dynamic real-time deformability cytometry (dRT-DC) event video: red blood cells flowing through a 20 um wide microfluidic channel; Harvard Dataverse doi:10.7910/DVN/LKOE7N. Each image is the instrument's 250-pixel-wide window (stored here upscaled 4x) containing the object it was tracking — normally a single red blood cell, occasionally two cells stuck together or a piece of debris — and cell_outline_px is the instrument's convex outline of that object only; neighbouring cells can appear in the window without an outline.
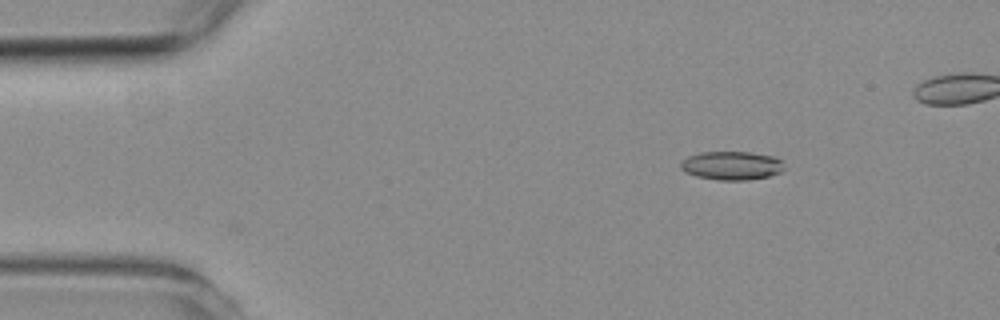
{"species": "common noctule bat (a hibernating species)", "species_latin": "Nyctalus noctula", "temperature_condition": "room temperature", "stored_images_in_passage": 5, "camera_frame_rate_fps": 3000, "um_per_image_px": 0.085, "animal": {"sex": "female", "body_mass_g": 19.3, "forearm_length_mm": 54.1}, "frame": {"image": 1, "passage_image": 1, "time_ms": 0.0, "image_size_px": [1000, 320], "cell_outline_px": [[784, 168], [780, 172], [768, 176], [748, 180], [716, 180], [696, 176], [684, 172], [680, 168], [680, 164], [688, 156], [700, 152], [748, 152], [776, 156], [780, 160]], "centroid_in_image_um": [62.17, 14.07], "position_along_channel_um": 22.8, "area_um2": 17.28}}
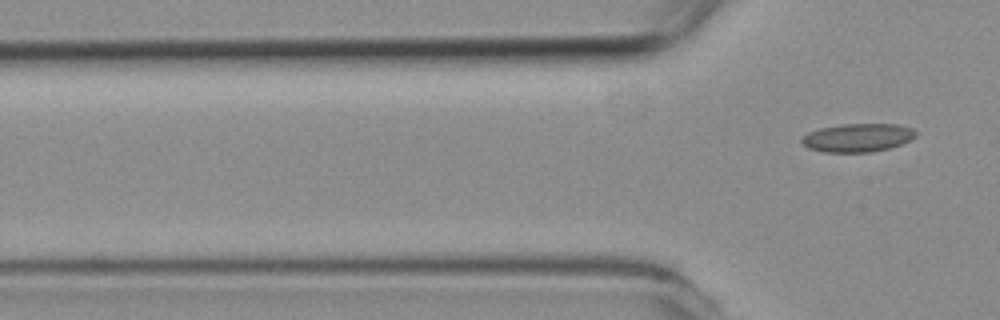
{"frame": {"image": 2, "passage_image": 5, "time_ms": 5.333, "image_size_px": [1000, 320], "cell_outline_px": [[916, 136], [900, 144], [888, 148], [872, 152], [824, 152], [808, 148], [800, 144], [800, 140], [808, 132], [820, 128], [840, 124], [896, 124], [912, 128], [916, 132]], "centroid_in_image_um": [72.85, 11.7], "position_along_channel_um": 52.9, "area_um2": 18.84}}